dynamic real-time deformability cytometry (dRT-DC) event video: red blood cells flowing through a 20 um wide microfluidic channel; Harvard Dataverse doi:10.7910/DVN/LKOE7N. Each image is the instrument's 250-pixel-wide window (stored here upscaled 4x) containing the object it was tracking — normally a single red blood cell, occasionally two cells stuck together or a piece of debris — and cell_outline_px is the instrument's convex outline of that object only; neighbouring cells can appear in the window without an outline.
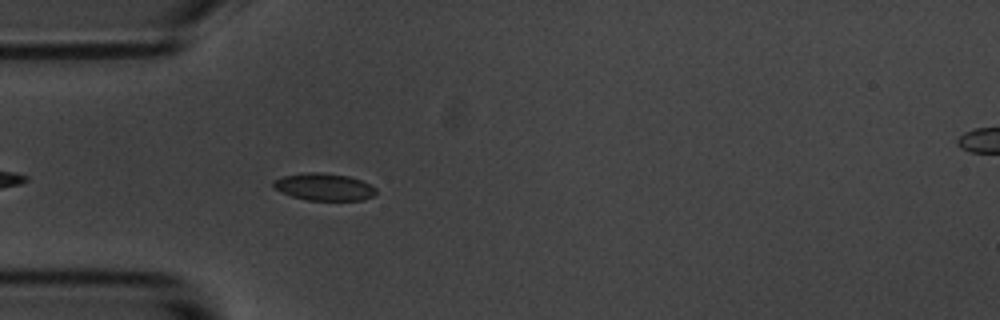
{"species": "common noctule bat (a hibernating species)", "species_latin": "Nyctalus noctula", "temperature_condition": "room temperature", "stored_images_in_passage": 6, "segment_of_instrument_passage": [1, 2], "camera_frame_rate_fps": 3000, "um_per_image_px": 0.085, "animal": {"sex": "male", "body_mass_g": 20.1, "forearm_length_mm": 53.5}, "frame": {"image": 1, "passage_image": 5, "time_ms": 5.333, "image_size_px": [1000, 320], "cell_outline_px": [[376, 192], [372, 196], [364, 200], [308, 200], [292, 196], [276, 188], [272, 184], [272, 180], [284, 176], [304, 172], [324, 172], [348, 176], [360, 180], [376, 188]], "centroid_in_image_um": [27.54, 15.87], "position_along_channel_um": 57.5, "area_um2": 16.13}}